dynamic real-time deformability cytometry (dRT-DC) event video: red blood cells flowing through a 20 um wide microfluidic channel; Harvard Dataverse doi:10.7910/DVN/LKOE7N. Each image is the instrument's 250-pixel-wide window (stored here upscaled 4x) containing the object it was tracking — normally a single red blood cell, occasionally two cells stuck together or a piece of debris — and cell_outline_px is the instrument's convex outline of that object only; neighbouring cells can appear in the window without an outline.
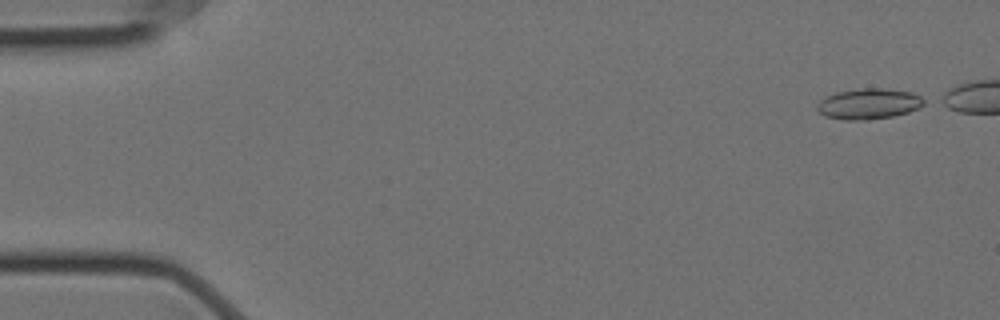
{"species": "Egyptian fruit bat (a non-hibernating species)", "species_latin": "Rousettus aegyptiacus", "temperature_condition": "cold", "stored_images_in_passage": 45, "camera_frame_rate_fps": 3000, "um_per_image_px": 0.085, "animal": {"sex": "female"}, "frame": {"image": 1, "passage_image": 1, "time_ms": 0.0, "image_size_px": [1000, 320], "cell_outline_px": [[928, 104], [920, 108], [908, 112], [892, 116], [868, 120], [844, 120], [824, 116], [816, 108], [816, 104], [824, 96], [836, 92], [864, 88], [880, 88], [912, 92], [928, 100]], "centroid_in_image_um": [73.87, 8.83], "position_along_channel_um": 11.1, "area_um2": 19.42}}
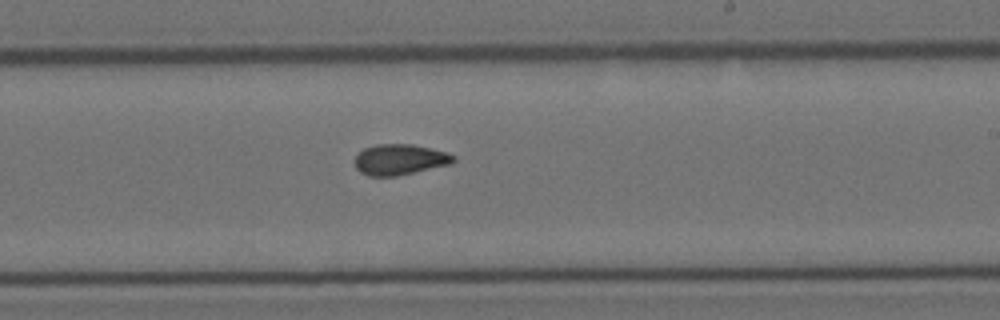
{"frame": {"image": 2, "passage_image": 32, "time_ms": 10.333, "image_size_px": [1000, 320], "cell_outline_px": [[456, 160], [452, 164], [396, 176], [368, 176], [360, 172], [356, 168], [356, 156], [364, 148], [376, 144], [412, 144], [432, 148], [448, 152], [456, 156]], "centroid_in_image_um": [34.03, 13.56], "position_along_channel_um": 255.0, "area_um2": 17.8}}
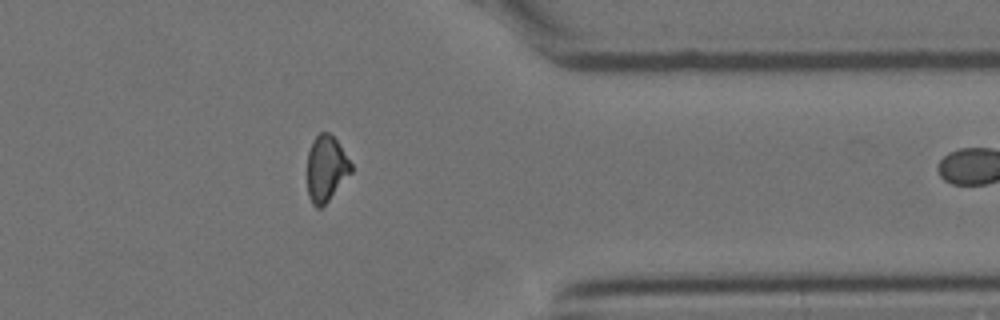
{"frame": {"image": 3, "passage_image": 44, "time_ms": 14.333, "image_size_px": [1000, 320], "cell_outline_px": [[352, 172], [328, 200], [320, 208], [316, 208], [312, 204], [308, 196], [308, 152], [312, 140], [320, 132], [328, 132], [336, 140], [352, 164]], "centroid_in_image_um": [27.71, 14.32], "position_along_channel_um": 383.7, "area_um2": 16.65}}